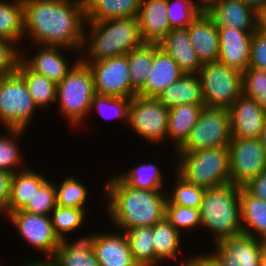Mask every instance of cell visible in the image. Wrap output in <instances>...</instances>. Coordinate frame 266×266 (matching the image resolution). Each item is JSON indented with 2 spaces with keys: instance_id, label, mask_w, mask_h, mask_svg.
Segmentation results:
<instances>
[{
  "instance_id": "cell-7",
  "label": "cell",
  "mask_w": 266,
  "mask_h": 266,
  "mask_svg": "<svg viewBox=\"0 0 266 266\" xmlns=\"http://www.w3.org/2000/svg\"><path fill=\"white\" fill-rule=\"evenodd\" d=\"M198 76L205 107L229 109L243 94V73L219 61L203 64Z\"/></svg>"
},
{
  "instance_id": "cell-4",
  "label": "cell",
  "mask_w": 266,
  "mask_h": 266,
  "mask_svg": "<svg viewBox=\"0 0 266 266\" xmlns=\"http://www.w3.org/2000/svg\"><path fill=\"white\" fill-rule=\"evenodd\" d=\"M201 228L213 243L242 234L240 187L232 183L206 188L199 209Z\"/></svg>"
},
{
  "instance_id": "cell-17",
  "label": "cell",
  "mask_w": 266,
  "mask_h": 266,
  "mask_svg": "<svg viewBox=\"0 0 266 266\" xmlns=\"http://www.w3.org/2000/svg\"><path fill=\"white\" fill-rule=\"evenodd\" d=\"M253 32L233 27H218L220 41L218 61L242 73L247 70Z\"/></svg>"
},
{
  "instance_id": "cell-13",
  "label": "cell",
  "mask_w": 266,
  "mask_h": 266,
  "mask_svg": "<svg viewBox=\"0 0 266 266\" xmlns=\"http://www.w3.org/2000/svg\"><path fill=\"white\" fill-rule=\"evenodd\" d=\"M83 63L92 72L96 94L131 98L127 55Z\"/></svg>"
},
{
  "instance_id": "cell-21",
  "label": "cell",
  "mask_w": 266,
  "mask_h": 266,
  "mask_svg": "<svg viewBox=\"0 0 266 266\" xmlns=\"http://www.w3.org/2000/svg\"><path fill=\"white\" fill-rule=\"evenodd\" d=\"M206 14L217 27L256 31L257 13L241 0H218Z\"/></svg>"
},
{
  "instance_id": "cell-31",
  "label": "cell",
  "mask_w": 266,
  "mask_h": 266,
  "mask_svg": "<svg viewBox=\"0 0 266 266\" xmlns=\"http://www.w3.org/2000/svg\"><path fill=\"white\" fill-rule=\"evenodd\" d=\"M17 72L24 78L38 109L49 110L51 105H55L57 95V84L55 82L32 71L22 60L19 62Z\"/></svg>"
},
{
  "instance_id": "cell-33",
  "label": "cell",
  "mask_w": 266,
  "mask_h": 266,
  "mask_svg": "<svg viewBox=\"0 0 266 266\" xmlns=\"http://www.w3.org/2000/svg\"><path fill=\"white\" fill-rule=\"evenodd\" d=\"M161 167L147 161L133 166L132 169L118 172L116 175L127 185L135 189L167 190ZM165 186V187H164Z\"/></svg>"
},
{
  "instance_id": "cell-5",
  "label": "cell",
  "mask_w": 266,
  "mask_h": 266,
  "mask_svg": "<svg viewBox=\"0 0 266 266\" xmlns=\"http://www.w3.org/2000/svg\"><path fill=\"white\" fill-rule=\"evenodd\" d=\"M175 153L174 169L188 182L205 189L231 183L228 147Z\"/></svg>"
},
{
  "instance_id": "cell-1",
  "label": "cell",
  "mask_w": 266,
  "mask_h": 266,
  "mask_svg": "<svg viewBox=\"0 0 266 266\" xmlns=\"http://www.w3.org/2000/svg\"><path fill=\"white\" fill-rule=\"evenodd\" d=\"M23 4L24 35L31 44L61 46L80 54L86 24L84 0H23Z\"/></svg>"
},
{
  "instance_id": "cell-15",
  "label": "cell",
  "mask_w": 266,
  "mask_h": 266,
  "mask_svg": "<svg viewBox=\"0 0 266 266\" xmlns=\"http://www.w3.org/2000/svg\"><path fill=\"white\" fill-rule=\"evenodd\" d=\"M231 138L260 139L266 111L242 94L228 109Z\"/></svg>"
},
{
  "instance_id": "cell-6",
  "label": "cell",
  "mask_w": 266,
  "mask_h": 266,
  "mask_svg": "<svg viewBox=\"0 0 266 266\" xmlns=\"http://www.w3.org/2000/svg\"><path fill=\"white\" fill-rule=\"evenodd\" d=\"M96 94L93 75L87 64L79 60L57 84L56 103L59 114L66 119L71 128L81 126L87 116H90V106Z\"/></svg>"
},
{
  "instance_id": "cell-10",
  "label": "cell",
  "mask_w": 266,
  "mask_h": 266,
  "mask_svg": "<svg viewBox=\"0 0 266 266\" xmlns=\"http://www.w3.org/2000/svg\"><path fill=\"white\" fill-rule=\"evenodd\" d=\"M230 142L231 127L228 109L204 107L188 139L176 152L229 147Z\"/></svg>"
},
{
  "instance_id": "cell-40",
  "label": "cell",
  "mask_w": 266,
  "mask_h": 266,
  "mask_svg": "<svg viewBox=\"0 0 266 266\" xmlns=\"http://www.w3.org/2000/svg\"><path fill=\"white\" fill-rule=\"evenodd\" d=\"M86 212L84 209H76L71 207L56 206L51 212V222L55 235L62 240L73 231L79 230L86 220ZM68 233V234H66Z\"/></svg>"
},
{
  "instance_id": "cell-42",
  "label": "cell",
  "mask_w": 266,
  "mask_h": 266,
  "mask_svg": "<svg viewBox=\"0 0 266 266\" xmlns=\"http://www.w3.org/2000/svg\"><path fill=\"white\" fill-rule=\"evenodd\" d=\"M56 206L55 182L47 179L23 210L31 214L50 216Z\"/></svg>"
},
{
  "instance_id": "cell-14",
  "label": "cell",
  "mask_w": 266,
  "mask_h": 266,
  "mask_svg": "<svg viewBox=\"0 0 266 266\" xmlns=\"http://www.w3.org/2000/svg\"><path fill=\"white\" fill-rule=\"evenodd\" d=\"M211 254L220 266H259L266 242L253 236L239 234L213 244Z\"/></svg>"
},
{
  "instance_id": "cell-29",
  "label": "cell",
  "mask_w": 266,
  "mask_h": 266,
  "mask_svg": "<svg viewBox=\"0 0 266 266\" xmlns=\"http://www.w3.org/2000/svg\"><path fill=\"white\" fill-rule=\"evenodd\" d=\"M142 0H84L86 21L138 16Z\"/></svg>"
},
{
  "instance_id": "cell-34",
  "label": "cell",
  "mask_w": 266,
  "mask_h": 266,
  "mask_svg": "<svg viewBox=\"0 0 266 266\" xmlns=\"http://www.w3.org/2000/svg\"><path fill=\"white\" fill-rule=\"evenodd\" d=\"M6 134H0V170L15 174L28 167L18 141L27 131L18 128H5ZM27 165V166H26Z\"/></svg>"
},
{
  "instance_id": "cell-27",
  "label": "cell",
  "mask_w": 266,
  "mask_h": 266,
  "mask_svg": "<svg viewBox=\"0 0 266 266\" xmlns=\"http://www.w3.org/2000/svg\"><path fill=\"white\" fill-rule=\"evenodd\" d=\"M48 179L27 167L12 175L8 213L23 210L33 199L40 186Z\"/></svg>"
},
{
  "instance_id": "cell-37",
  "label": "cell",
  "mask_w": 266,
  "mask_h": 266,
  "mask_svg": "<svg viewBox=\"0 0 266 266\" xmlns=\"http://www.w3.org/2000/svg\"><path fill=\"white\" fill-rule=\"evenodd\" d=\"M61 183L55 182L57 206L84 209L88 196L86 184L75 176L64 177Z\"/></svg>"
},
{
  "instance_id": "cell-41",
  "label": "cell",
  "mask_w": 266,
  "mask_h": 266,
  "mask_svg": "<svg viewBox=\"0 0 266 266\" xmlns=\"http://www.w3.org/2000/svg\"><path fill=\"white\" fill-rule=\"evenodd\" d=\"M165 217L171 225L181 234L183 232L201 228L199 209L183 207L171 203L168 199L166 202Z\"/></svg>"
},
{
  "instance_id": "cell-51",
  "label": "cell",
  "mask_w": 266,
  "mask_h": 266,
  "mask_svg": "<svg viewBox=\"0 0 266 266\" xmlns=\"http://www.w3.org/2000/svg\"><path fill=\"white\" fill-rule=\"evenodd\" d=\"M246 6L252 8L256 13L266 7V0H241Z\"/></svg>"
},
{
  "instance_id": "cell-44",
  "label": "cell",
  "mask_w": 266,
  "mask_h": 266,
  "mask_svg": "<svg viewBox=\"0 0 266 266\" xmlns=\"http://www.w3.org/2000/svg\"><path fill=\"white\" fill-rule=\"evenodd\" d=\"M243 94L253 98L266 111V72L248 68L243 72Z\"/></svg>"
},
{
  "instance_id": "cell-52",
  "label": "cell",
  "mask_w": 266,
  "mask_h": 266,
  "mask_svg": "<svg viewBox=\"0 0 266 266\" xmlns=\"http://www.w3.org/2000/svg\"><path fill=\"white\" fill-rule=\"evenodd\" d=\"M25 266H57L56 263H54L51 259H41V260H35V261H29L23 263Z\"/></svg>"
},
{
  "instance_id": "cell-8",
  "label": "cell",
  "mask_w": 266,
  "mask_h": 266,
  "mask_svg": "<svg viewBox=\"0 0 266 266\" xmlns=\"http://www.w3.org/2000/svg\"><path fill=\"white\" fill-rule=\"evenodd\" d=\"M37 106L18 73L0 77V127L28 130Z\"/></svg>"
},
{
  "instance_id": "cell-16",
  "label": "cell",
  "mask_w": 266,
  "mask_h": 266,
  "mask_svg": "<svg viewBox=\"0 0 266 266\" xmlns=\"http://www.w3.org/2000/svg\"><path fill=\"white\" fill-rule=\"evenodd\" d=\"M37 46V47H35ZM36 53L34 55L30 53H21V60L34 72L44 75L49 80L59 84L67 75V73L73 68V66L80 60L77 56L76 62L68 61L62 52L63 49L73 52L74 50L61 47V46H43L32 45ZM74 62V63H73ZM71 64V65H70Z\"/></svg>"
},
{
  "instance_id": "cell-9",
  "label": "cell",
  "mask_w": 266,
  "mask_h": 266,
  "mask_svg": "<svg viewBox=\"0 0 266 266\" xmlns=\"http://www.w3.org/2000/svg\"><path fill=\"white\" fill-rule=\"evenodd\" d=\"M168 116L169 109L157 98L135 95L129 107L128 127L138 138L161 145L167 142Z\"/></svg>"
},
{
  "instance_id": "cell-32",
  "label": "cell",
  "mask_w": 266,
  "mask_h": 266,
  "mask_svg": "<svg viewBox=\"0 0 266 266\" xmlns=\"http://www.w3.org/2000/svg\"><path fill=\"white\" fill-rule=\"evenodd\" d=\"M23 18V0H0V39L10 40L20 47L23 38L26 39Z\"/></svg>"
},
{
  "instance_id": "cell-2",
  "label": "cell",
  "mask_w": 266,
  "mask_h": 266,
  "mask_svg": "<svg viewBox=\"0 0 266 266\" xmlns=\"http://www.w3.org/2000/svg\"><path fill=\"white\" fill-rule=\"evenodd\" d=\"M103 187L106 213L113 230L154 226L165 217L167 191L135 189L116 174L109 176ZM116 228V229H115Z\"/></svg>"
},
{
  "instance_id": "cell-11",
  "label": "cell",
  "mask_w": 266,
  "mask_h": 266,
  "mask_svg": "<svg viewBox=\"0 0 266 266\" xmlns=\"http://www.w3.org/2000/svg\"><path fill=\"white\" fill-rule=\"evenodd\" d=\"M231 183L243 187L266 170V153L260 139L231 138L229 143Z\"/></svg>"
},
{
  "instance_id": "cell-47",
  "label": "cell",
  "mask_w": 266,
  "mask_h": 266,
  "mask_svg": "<svg viewBox=\"0 0 266 266\" xmlns=\"http://www.w3.org/2000/svg\"><path fill=\"white\" fill-rule=\"evenodd\" d=\"M12 174L0 170V216L8 215Z\"/></svg>"
},
{
  "instance_id": "cell-53",
  "label": "cell",
  "mask_w": 266,
  "mask_h": 266,
  "mask_svg": "<svg viewBox=\"0 0 266 266\" xmlns=\"http://www.w3.org/2000/svg\"><path fill=\"white\" fill-rule=\"evenodd\" d=\"M260 141L264 147L265 153H266V118L263 124L262 133L260 136Z\"/></svg>"
},
{
  "instance_id": "cell-43",
  "label": "cell",
  "mask_w": 266,
  "mask_h": 266,
  "mask_svg": "<svg viewBox=\"0 0 266 266\" xmlns=\"http://www.w3.org/2000/svg\"><path fill=\"white\" fill-rule=\"evenodd\" d=\"M167 17L172 29L187 28L201 13L192 0H166Z\"/></svg>"
},
{
  "instance_id": "cell-45",
  "label": "cell",
  "mask_w": 266,
  "mask_h": 266,
  "mask_svg": "<svg viewBox=\"0 0 266 266\" xmlns=\"http://www.w3.org/2000/svg\"><path fill=\"white\" fill-rule=\"evenodd\" d=\"M20 48L10 40L0 39V77L17 72L21 53L24 52Z\"/></svg>"
},
{
  "instance_id": "cell-3",
  "label": "cell",
  "mask_w": 266,
  "mask_h": 266,
  "mask_svg": "<svg viewBox=\"0 0 266 266\" xmlns=\"http://www.w3.org/2000/svg\"><path fill=\"white\" fill-rule=\"evenodd\" d=\"M144 43L137 16L86 21L79 57L82 62L100 61L126 55Z\"/></svg>"
},
{
  "instance_id": "cell-20",
  "label": "cell",
  "mask_w": 266,
  "mask_h": 266,
  "mask_svg": "<svg viewBox=\"0 0 266 266\" xmlns=\"http://www.w3.org/2000/svg\"><path fill=\"white\" fill-rule=\"evenodd\" d=\"M115 231H99L96 236L94 252L100 266H138L133 260L124 232Z\"/></svg>"
},
{
  "instance_id": "cell-49",
  "label": "cell",
  "mask_w": 266,
  "mask_h": 266,
  "mask_svg": "<svg viewBox=\"0 0 266 266\" xmlns=\"http://www.w3.org/2000/svg\"><path fill=\"white\" fill-rule=\"evenodd\" d=\"M192 2L201 13H207L218 0H192Z\"/></svg>"
},
{
  "instance_id": "cell-12",
  "label": "cell",
  "mask_w": 266,
  "mask_h": 266,
  "mask_svg": "<svg viewBox=\"0 0 266 266\" xmlns=\"http://www.w3.org/2000/svg\"><path fill=\"white\" fill-rule=\"evenodd\" d=\"M6 219L14 225L20 238L26 241L38 252H42L44 259H52L60 240L55 235L51 217L28 213L24 210L8 213Z\"/></svg>"
},
{
  "instance_id": "cell-24",
  "label": "cell",
  "mask_w": 266,
  "mask_h": 266,
  "mask_svg": "<svg viewBox=\"0 0 266 266\" xmlns=\"http://www.w3.org/2000/svg\"><path fill=\"white\" fill-rule=\"evenodd\" d=\"M86 235L76 238L75 241H70L68 238L60 240L59 247L51 260L57 266H100L94 252L98 232Z\"/></svg>"
},
{
  "instance_id": "cell-26",
  "label": "cell",
  "mask_w": 266,
  "mask_h": 266,
  "mask_svg": "<svg viewBox=\"0 0 266 266\" xmlns=\"http://www.w3.org/2000/svg\"><path fill=\"white\" fill-rule=\"evenodd\" d=\"M168 109L184 104H204L198 74H185L169 85L157 98Z\"/></svg>"
},
{
  "instance_id": "cell-25",
  "label": "cell",
  "mask_w": 266,
  "mask_h": 266,
  "mask_svg": "<svg viewBox=\"0 0 266 266\" xmlns=\"http://www.w3.org/2000/svg\"><path fill=\"white\" fill-rule=\"evenodd\" d=\"M205 104H184L169 109L167 138L177 151L188 139Z\"/></svg>"
},
{
  "instance_id": "cell-38",
  "label": "cell",
  "mask_w": 266,
  "mask_h": 266,
  "mask_svg": "<svg viewBox=\"0 0 266 266\" xmlns=\"http://www.w3.org/2000/svg\"><path fill=\"white\" fill-rule=\"evenodd\" d=\"M130 103L131 98L95 94L91 100L89 113L98 112L99 116L107 120L121 119L127 125Z\"/></svg>"
},
{
  "instance_id": "cell-39",
  "label": "cell",
  "mask_w": 266,
  "mask_h": 266,
  "mask_svg": "<svg viewBox=\"0 0 266 266\" xmlns=\"http://www.w3.org/2000/svg\"><path fill=\"white\" fill-rule=\"evenodd\" d=\"M174 173V186L167 190V199L175 205L200 209L205 188L188 182L176 171Z\"/></svg>"
},
{
  "instance_id": "cell-28",
  "label": "cell",
  "mask_w": 266,
  "mask_h": 266,
  "mask_svg": "<svg viewBox=\"0 0 266 266\" xmlns=\"http://www.w3.org/2000/svg\"><path fill=\"white\" fill-rule=\"evenodd\" d=\"M242 233L266 242V201L240 187Z\"/></svg>"
},
{
  "instance_id": "cell-50",
  "label": "cell",
  "mask_w": 266,
  "mask_h": 266,
  "mask_svg": "<svg viewBox=\"0 0 266 266\" xmlns=\"http://www.w3.org/2000/svg\"><path fill=\"white\" fill-rule=\"evenodd\" d=\"M256 30L266 35V7L257 12Z\"/></svg>"
},
{
  "instance_id": "cell-46",
  "label": "cell",
  "mask_w": 266,
  "mask_h": 266,
  "mask_svg": "<svg viewBox=\"0 0 266 266\" xmlns=\"http://www.w3.org/2000/svg\"><path fill=\"white\" fill-rule=\"evenodd\" d=\"M249 68L260 69L266 72V35L253 32Z\"/></svg>"
},
{
  "instance_id": "cell-18",
  "label": "cell",
  "mask_w": 266,
  "mask_h": 266,
  "mask_svg": "<svg viewBox=\"0 0 266 266\" xmlns=\"http://www.w3.org/2000/svg\"><path fill=\"white\" fill-rule=\"evenodd\" d=\"M182 74L183 72L174 59L160 48L158 43H153V63L146 84L138 95L158 98L163 90L178 80Z\"/></svg>"
},
{
  "instance_id": "cell-30",
  "label": "cell",
  "mask_w": 266,
  "mask_h": 266,
  "mask_svg": "<svg viewBox=\"0 0 266 266\" xmlns=\"http://www.w3.org/2000/svg\"><path fill=\"white\" fill-rule=\"evenodd\" d=\"M152 235L155 255L162 263L169 260L180 261L178 257L181 254L179 251L182 250L180 247L183 244V236L166 217L152 226Z\"/></svg>"
},
{
  "instance_id": "cell-54",
  "label": "cell",
  "mask_w": 266,
  "mask_h": 266,
  "mask_svg": "<svg viewBox=\"0 0 266 266\" xmlns=\"http://www.w3.org/2000/svg\"><path fill=\"white\" fill-rule=\"evenodd\" d=\"M259 266H266V248L263 251Z\"/></svg>"
},
{
  "instance_id": "cell-36",
  "label": "cell",
  "mask_w": 266,
  "mask_h": 266,
  "mask_svg": "<svg viewBox=\"0 0 266 266\" xmlns=\"http://www.w3.org/2000/svg\"><path fill=\"white\" fill-rule=\"evenodd\" d=\"M124 234L138 266H159L162 263L155 255L152 226L132 228Z\"/></svg>"
},
{
  "instance_id": "cell-19",
  "label": "cell",
  "mask_w": 266,
  "mask_h": 266,
  "mask_svg": "<svg viewBox=\"0 0 266 266\" xmlns=\"http://www.w3.org/2000/svg\"><path fill=\"white\" fill-rule=\"evenodd\" d=\"M190 42L202 64L218 61L219 33L218 27L206 14L198 17L187 26Z\"/></svg>"
},
{
  "instance_id": "cell-48",
  "label": "cell",
  "mask_w": 266,
  "mask_h": 266,
  "mask_svg": "<svg viewBox=\"0 0 266 266\" xmlns=\"http://www.w3.org/2000/svg\"><path fill=\"white\" fill-rule=\"evenodd\" d=\"M248 194L266 201V170L242 187Z\"/></svg>"
},
{
  "instance_id": "cell-22",
  "label": "cell",
  "mask_w": 266,
  "mask_h": 266,
  "mask_svg": "<svg viewBox=\"0 0 266 266\" xmlns=\"http://www.w3.org/2000/svg\"><path fill=\"white\" fill-rule=\"evenodd\" d=\"M158 46L174 59L185 74H198L203 66L190 42L187 28L172 29Z\"/></svg>"
},
{
  "instance_id": "cell-35",
  "label": "cell",
  "mask_w": 266,
  "mask_h": 266,
  "mask_svg": "<svg viewBox=\"0 0 266 266\" xmlns=\"http://www.w3.org/2000/svg\"><path fill=\"white\" fill-rule=\"evenodd\" d=\"M127 55L129 77L131 83V98L144 88L148 73L153 63V43L145 42L132 49Z\"/></svg>"
},
{
  "instance_id": "cell-23",
  "label": "cell",
  "mask_w": 266,
  "mask_h": 266,
  "mask_svg": "<svg viewBox=\"0 0 266 266\" xmlns=\"http://www.w3.org/2000/svg\"><path fill=\"white\" fill-rule=\"evenodd\" d=\"M137 18L144 42L159 43L172 30L166 0H142Z\"/></svg>"
}]
</instances>
